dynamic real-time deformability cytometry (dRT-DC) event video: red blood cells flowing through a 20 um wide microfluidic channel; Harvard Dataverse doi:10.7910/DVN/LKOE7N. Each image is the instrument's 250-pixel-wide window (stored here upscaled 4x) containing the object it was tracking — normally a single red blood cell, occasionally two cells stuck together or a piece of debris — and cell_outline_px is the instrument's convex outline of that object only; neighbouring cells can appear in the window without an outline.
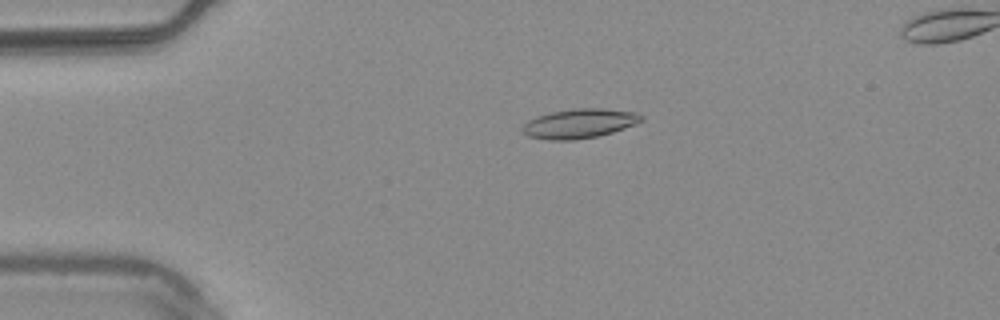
{"species": "common noctule bat (a hibernating species)", "species_latin": "Nyctalus noctula", "temperature_condition": "warm", "stored_images_in_passage": 55, "camera_frame_rate_fps": 3000, "um_per_image_px": 0.085, "animal": {"sex": "male", "body_mass_g": 20.4}, "frame": {"image": 1, "passage_image": 12, "time_ms": 3.667, "image_size_px": [1000, 320], "cell_outline_px": [[644, 120], [636, 124], [612, 132], [596, 136], [572, 140], [548, 140], [528, 136], [520, 132], [520, 128], [528, 120], [552, 112], [576, 108], [604, 108], [636, 112], [644, 116]], "centroid_in_image_um": [49.25, 10.5], "position_along_channel_um": 35.7, "area_um2": 20.4}}
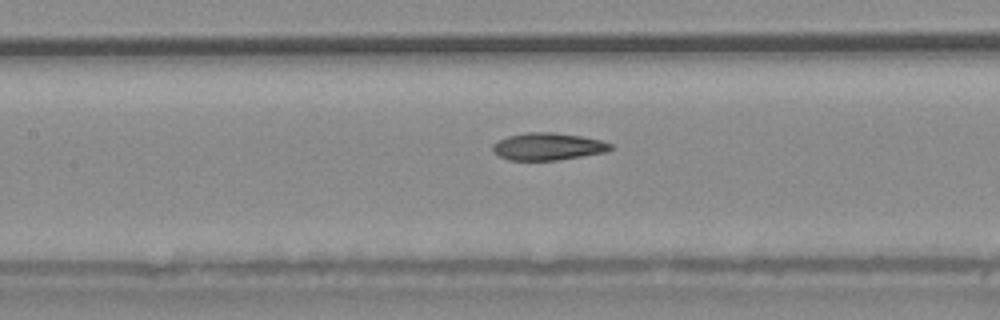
{"frame": {"image": 2, "passage_image": 25, "time_ms": 8.0, "image_size_px": [1000, 320], "cell_outline_px": [[612, 148], [608, 152], [556, 160], [508, 160], [492, 152], [492, 144], [508, 136], [528, 132], [552, 132], [580, 136], [600, 140], [612, 144]], "centroid_in_image_um": [46.56, 12.46], "position_along_channel_um": 160.8, "area_um2": 18.67}}
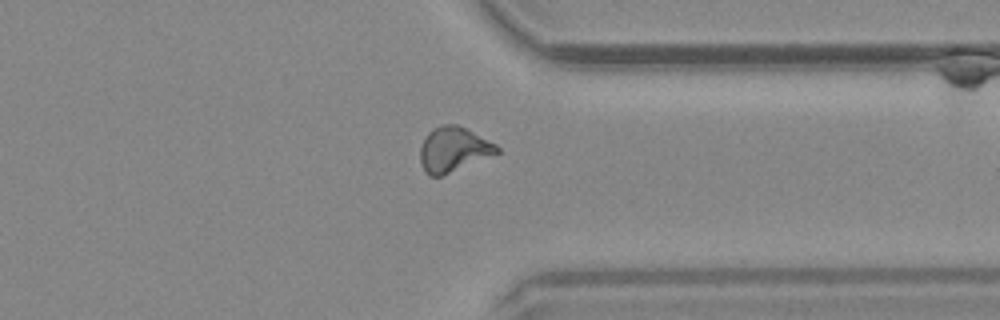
{"frame": {"image": 3, "passage_image": 42, "time_ms": 13.667, "image_size_px": [1000, 320], "cell_outline_px": [[500, 152], [440, 176], [428, 176], [424, 172], [420, 164], [420, 148], [428, 132], [432, 128], [444, 124], [456, 124], [496, 144], [500, 148]], "centroid_in_image_um": [38.5, 12.71], "position_along_channel_um": 372.9, "area_um2": 19.77}, "authors_computed_cell_mechanics": {"area_um2": 19.1896, "velocity_mm_per_s": 3.7709, "shape_relaxation_time_tau1_ms": 7.2124, "shape_relaxation_time_tau2_ms": 2.2509, "deformation_change_tau1": 0.2078, "deformation_change_tau2": 0.0942}}